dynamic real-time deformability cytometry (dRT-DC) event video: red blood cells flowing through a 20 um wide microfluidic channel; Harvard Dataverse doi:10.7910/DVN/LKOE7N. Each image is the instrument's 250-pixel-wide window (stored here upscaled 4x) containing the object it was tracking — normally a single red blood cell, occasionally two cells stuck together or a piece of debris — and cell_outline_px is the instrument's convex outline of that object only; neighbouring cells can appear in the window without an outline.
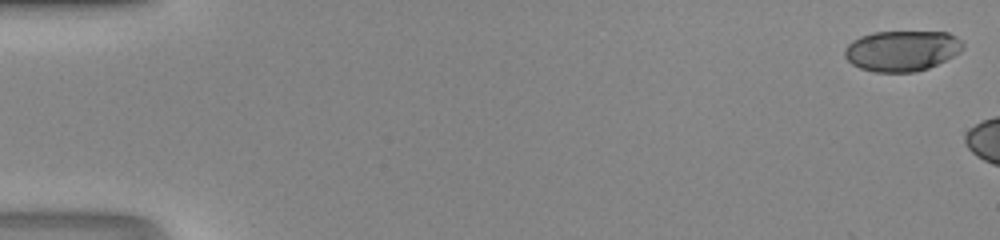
{"species": "human", "species_latin": "Homo sapiens", "temperature_condition": "room temperature", "stored_images_in_passage": 6, "camera_frame_rate_fps": 3000, "um_per_image_px": 0.085, "donor": {"sex": "male"}, "frame": {"image": 1, "passage_image": 1, "time_ms": 0.0, "image_size_px": [1000, 240], "cell_outline_px": [[964, 48], [960, 52], [928, 68], [916, 72], [876, 72], [860, 68], [852, 64], [844, 56], [844, 48], [852, 40], [860, 36], [872, 32], [948, 32], [964, 40]], "centroid_in_image_um": [76.66, 4.3], "position_along_channel_um": 8.3, "area_um2": 28.15}}